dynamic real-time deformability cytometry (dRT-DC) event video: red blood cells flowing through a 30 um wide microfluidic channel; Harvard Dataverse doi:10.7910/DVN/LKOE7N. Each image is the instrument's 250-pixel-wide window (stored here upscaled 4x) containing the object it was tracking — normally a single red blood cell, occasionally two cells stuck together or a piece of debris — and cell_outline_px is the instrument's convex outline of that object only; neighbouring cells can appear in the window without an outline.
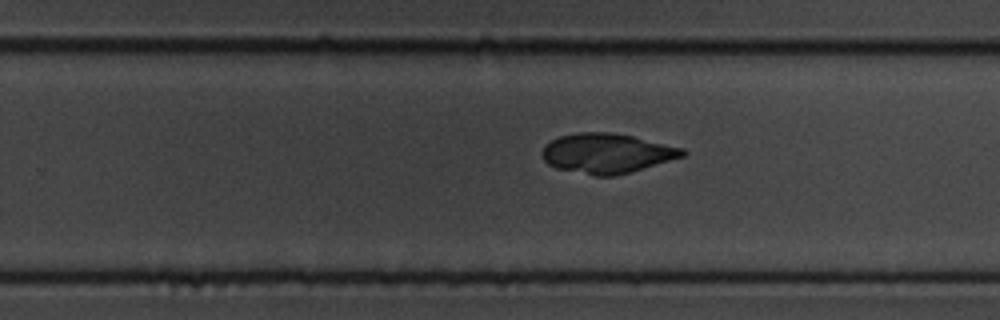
{"species": "common noctule bat (a hibernating species)", "species_latin": "Nyctalus noctula", "temperature_condition": "cold", "stored_images_in_passage": 48, "camera_frame_rate_fps": 3000, "um_per_image_px": 0.085, "animal": {"sex": "male", "body_mass_g": 19.5, "forearm_length_mm": 54.6}, "frame": {"image": 1, "passage_image": 28, "time_ms": 9.0, "image_size_px": [1000, 320], "cell_outline_px": [[688, 152], [684, 156], [616, 176], [596, 176], [556, 168], [548, 164], [544, 160], [540, 152], [544, 144], [560, 136], [576, 132], [612, 132], [632, 136], [684, 148]], "centroid_in_image_um": [51.55, 13.02], "position_along_channel_um": 278.2, "area_um2": 32.6}}
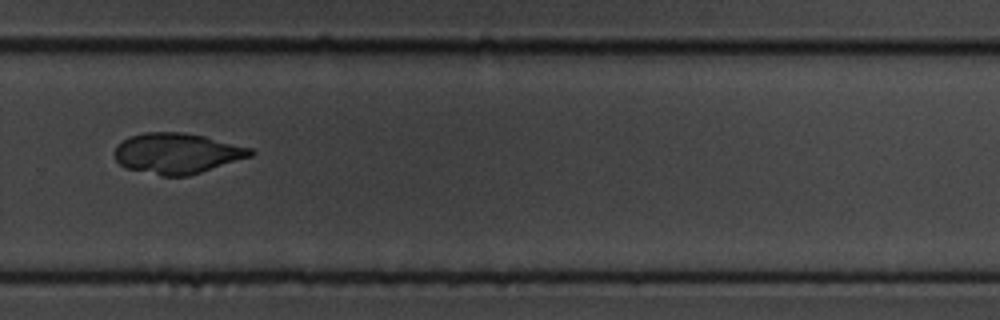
{"frame": {"image": 2, "passage_image": 31, "time_ms": 10.0, "image_size_px": [1000, 320], "cell_outline_px": [[256, 152], [252, 156], [188, 176], [160, 176], [124, 168], [116, 160], [116, 144], [128, 136], [144, 132], [184, 132], [204, 136], [252, 148]], "centroid_in_image_um": [15.03, 13.03], "position_along_channel_um": 314.8, "area_um2": 32.31}}
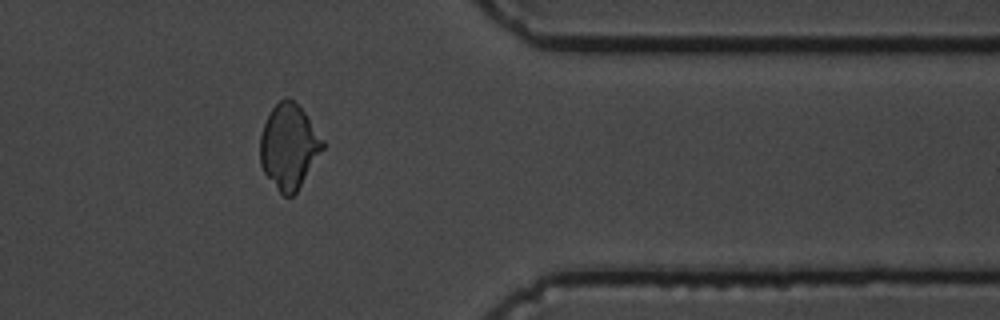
{"frame": {"image": 3, "passage_image": 38, "time_ms": 12.333, "image_size_px": [1000, 320], "cell_outline_px": [[328, 144], [296, 192], [292, 196], [284, 196], [280, 192], [264, 172], [260, 164], [260, 136], [264, 124], [272, 108], [280, 100], [288, 96], [308, 116]], "centroid_in_image_um": [24.6, 12.44], "position_along_channel_um": 386.8, "area_um2": 31.04}}